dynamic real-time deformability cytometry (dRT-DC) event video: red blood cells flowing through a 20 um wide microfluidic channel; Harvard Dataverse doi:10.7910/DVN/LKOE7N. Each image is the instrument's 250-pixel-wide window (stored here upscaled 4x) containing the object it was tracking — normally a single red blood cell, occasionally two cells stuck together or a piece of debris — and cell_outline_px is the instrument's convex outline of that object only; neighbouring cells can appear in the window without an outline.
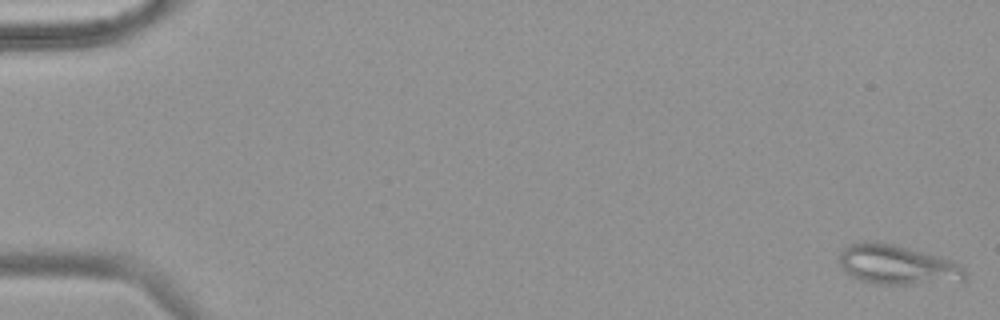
{"species": "common noctule bat (a hibernating species)", "species_latin": "Nyctalus noctula", "temperature_condition": "warm", "stored_images_in_passage": 55, "camera_frame_rate_fps": 3000, "um_per_image_px": 0.085, "animal": {"sex": "female", "body_mass_g": 18.4}, "frame": {"image": 1, "passage_image": 1, "time_ms": 0.0, "image_size_px": [1000, 320], "cell_outline_px": [[968, 276], [964, 284], [872, 284], [860, 280], [844, 272], [840, 264], [840, 248], [848, 244], [864, 240], [872, 240], [896, 244], [940, 256], [960, 264], [964, 268]], "centroid_in_image_um": [76.34, 22.52], "position_along_channel_um": 8.7, "area_um2": 30.35}}
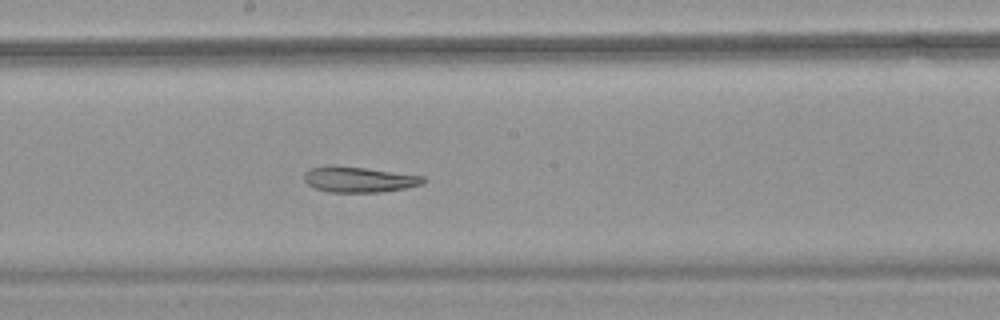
{"frame": {"image": 2, "passage_image": 31, "time_ms": 10.0, "image_size_px": [1000, 320], "cell_outline_px": [[424, 184], [404, 188], [380, 192], [332, 192], [316, 188], [308, 184], [304, 180], [304, 172], [308, 168], [328, 164], [332, 164], [364, 168], [424, 176]], "centroid_in_image_um": [30.45, 15.23], "position_along_channel_um": 217.8, "area_um2": 17.8}}
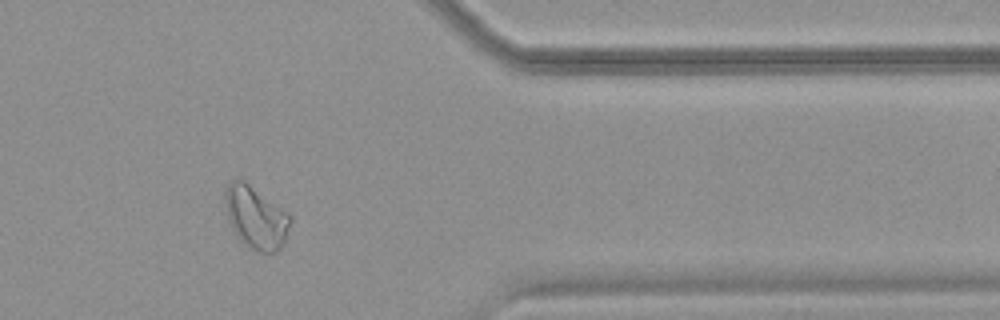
{"frame": {"image": 3, "passage_image": 46, "time_ms": 15.0, "image_size_px": [1000, 320], "cell_outline_px": [[292, 220], [284, 240], [280, 248], [276, 252], [260, 252], [248, 248], [236, 236], [228, 224], [224, 204], [224, 192], [228, 184], [232, 180], [244, 180], [288, 212], [292, 216]], "centroid_in_image_um": [21.71, 18.48], "position_along_channel_um": 389.7, "area_um2": 24.04}, "authors_computed_cell_mechanics": {"area_um2": 24.0448, "velocity_mm_per_s": 3.72, "shape_relaxation_time_tau1_ms": null, "shape_relaxation_time_tau2_ms": 5.8087, "deformation_change_tau1": null, "deformation_change_tau2": 0.0962}}